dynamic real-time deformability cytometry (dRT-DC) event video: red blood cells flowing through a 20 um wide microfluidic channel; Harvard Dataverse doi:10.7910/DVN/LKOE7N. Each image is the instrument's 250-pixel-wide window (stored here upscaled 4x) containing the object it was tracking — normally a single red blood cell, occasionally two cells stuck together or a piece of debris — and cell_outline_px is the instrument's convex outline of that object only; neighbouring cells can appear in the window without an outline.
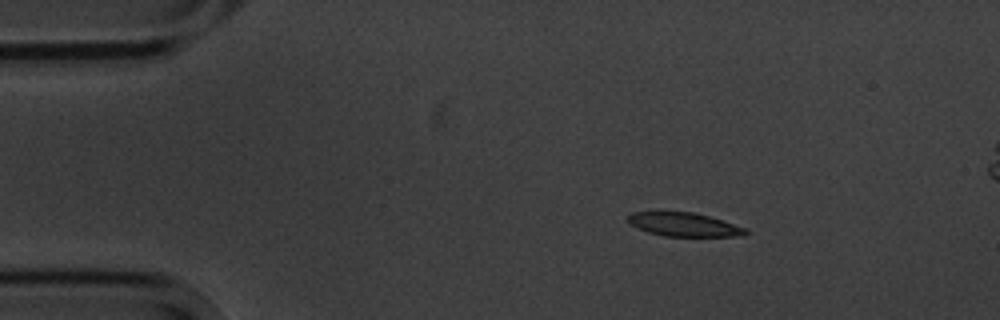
{"species": "common noctule bat (a hibernating species)", "species_latin": "Nyctalus noctula", "temperature_condition": "cold", "stored_images_in_passage": 5, "camera_frame_rate_fps": 3000, "um_per_image_px": 0.085, "animal": {"sex": "male", "body_mass_g": 20.1, "forearm_length_mm": 53.5}, "frame": {"image": 1, "passage_image": 2, "time_ms": 2.0, "image_size_px": [1000, 320], "cell_outline_px": [[748, 232], [744, 236], [664, 236], [648, 232], [632, 224], [628, 220], [628, 216], [632, 212], [656, 208], [692, 212], [708, 216], [748, 228]], "centroid_in_image_um": [58.09, 19.03], "position_along_channel_um": 26.9, "area_um2": 16.88}}